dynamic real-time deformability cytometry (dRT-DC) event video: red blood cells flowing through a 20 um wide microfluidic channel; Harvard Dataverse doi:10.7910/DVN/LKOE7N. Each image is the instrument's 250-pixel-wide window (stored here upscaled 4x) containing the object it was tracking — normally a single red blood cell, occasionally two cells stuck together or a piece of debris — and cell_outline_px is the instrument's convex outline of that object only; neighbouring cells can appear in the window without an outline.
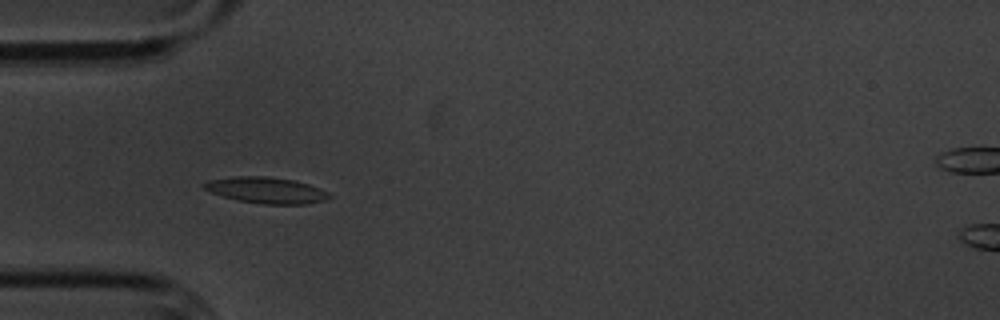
{"species": "common noctule bat (a hibernating species)", "species_latin": "Nyctalus noctula", "temperature_condition": "cold", "stored_images_in_passage": 18, "camera_frame_rate_fps": 3000, "um_per_image_px": 0.085, "animal": {"sex": "male", "body_mass_g": 20.1, "forearm_length_mm": 53.5}, "frame": {"image": 1, "passage_image": 1, "time_ms": 0.0, "image_size_px": [1000, 320], "cell_outline_px": [[332, 196], [324, 200], [304, 204], [260, 204], [236, 200], [212, 192], [204, 188], [200, 184], [208, 180], [236, 176], [268, 176], [292, 180], [308, 184], [328, 192]], "centroid_in_image_um": [22.6, 16.17], "position_along_channel_um": 62.4, "area_um2": 18.96}}
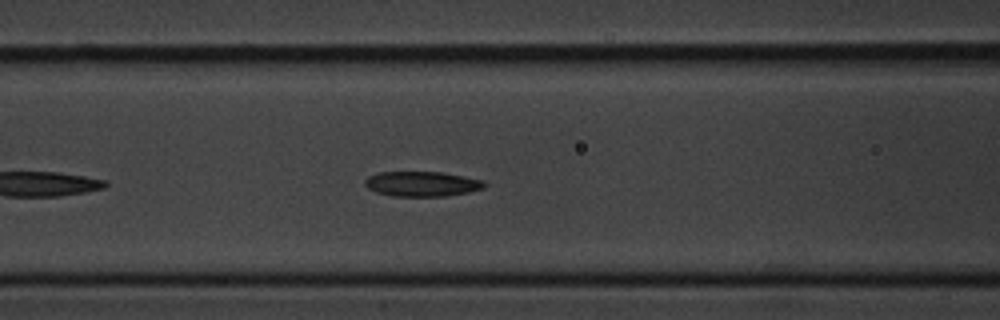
{"frame": {"image": 2, "passage_image": 7, "time_ms": 2.0, "image_size_px": [1000, 320], "cell_outline_px": [[488, 184], [484, 188], [468, 192], [444, 196], [392, 196], [376, 192], [368, 188], [364, 184], [364, 180], [368, 176], [380, 172], [444, 172], [484, 180]], "centroid_in_image_um": [35.88, 15.62], "position_along_channel_um": 130.7, "area_um2": 17.51}}
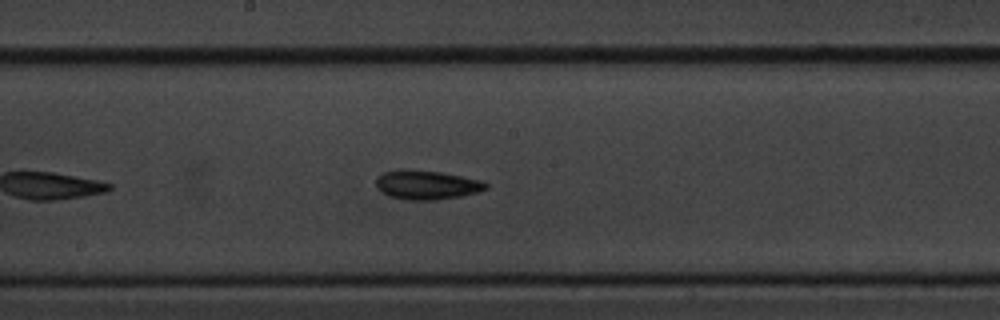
{"frame": {"image": 3, "passage_image": 14, "time_ms": 4.333, "image_size_px": [1000, 320], "cell_outline_px": [[488, 188], [476, 192], [460, 196], [436, 200], [404, 200], [388, 196], [380, 192], [376, 188], [376, 180], [384, 172], [396, 168], [404, 168], [440, 172], [484, 180], [488, 184]], "centroid_in_image_um": [36.24, 15.7], "position_along_channel_um": 212.0, "area_um2": 19.02}}